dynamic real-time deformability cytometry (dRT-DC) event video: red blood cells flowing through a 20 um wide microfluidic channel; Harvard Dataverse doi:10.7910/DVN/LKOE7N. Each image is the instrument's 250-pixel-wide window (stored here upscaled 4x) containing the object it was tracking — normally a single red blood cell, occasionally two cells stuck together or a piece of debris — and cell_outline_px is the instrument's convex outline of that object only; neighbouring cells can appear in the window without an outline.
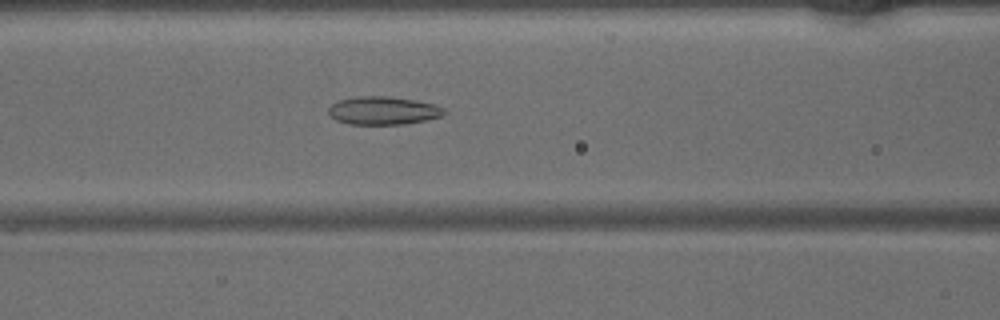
{"species": "common noctule bat (a hibernating species)", "species_latin": "Nyctalus noctula", "temperature_condition": "warm", "stored_images_in_passage": 34, "camera_frame_rate_fps": 3000, "um_per_image_px": 0.085, "animal": {"sex": "male", "body_mass_g": 15.6}, "frame": {"image": 1, "passage_image": 17, "time_ms": 5.333, "image_size_px": [1000, 320], "cell_outline_px": [[448, 112], [444, 116], [404, 124], [348, 124], [336, 120], [328, 112], [328, 108], [332, 104], [340, 100], [360, 96], [388, 96], [416, 100], [436, 104], [444, 108]], "centroid_in_image_um": [32.62, 9.4], "position_along_channel_um": 134.0, "area_um2": 19.02}}
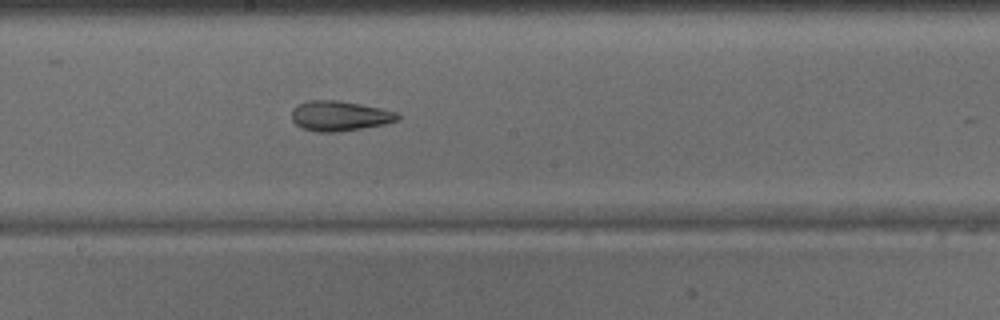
{"frame": {"image": 2, "passage_image": 23, "time_ms": 7.333, "image_size_px": [1000, 320], "cell_outline_px": [[400, 120], [384, 124], [336, 132], [320, 132], [304, 128], [296, 124], [292, 120], [292, 108], [296, 104], [308, 100], [336, 100], [360, 104], [380, 108], [396, 112], [400, 116]], "centroid_in_image_um": [28.85, 9.84], "position_along_channel_um": 219.4, "area_um2": 18.44}}
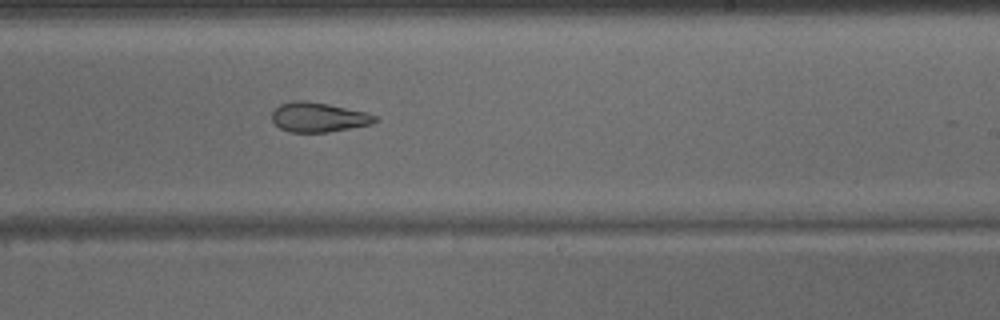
{"frame": {"image": 3, "passage_image": 26, "time_ms": 8.333, "image_size_px": [1000, 320], "cell_outline_px": [[380, 120], [372, 124], [328, 132], [288, 132], [280, 128], [272, 120], [272, 112], [280, 104], [292, 100], [304, 100], [328, 104], [364, 112], [376, 116]], "centroid_in_image_um": [27.06, 9.96], "position_along_channel_um": 261.9, "area_um2": 17.74}}